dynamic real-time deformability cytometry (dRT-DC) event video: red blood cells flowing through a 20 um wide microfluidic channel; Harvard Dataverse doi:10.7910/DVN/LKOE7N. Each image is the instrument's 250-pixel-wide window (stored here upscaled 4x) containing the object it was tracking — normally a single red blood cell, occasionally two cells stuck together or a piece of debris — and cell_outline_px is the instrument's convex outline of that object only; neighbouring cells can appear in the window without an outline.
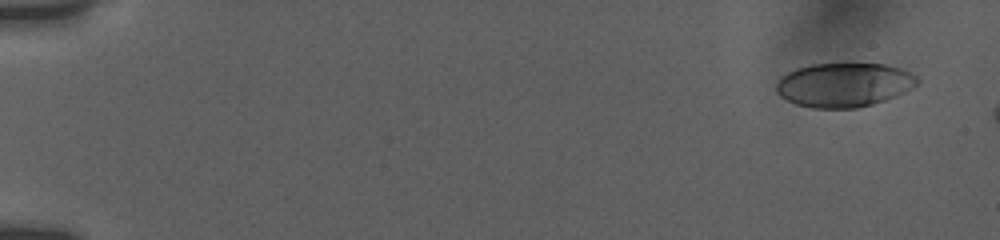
{"species": "human", "species_latin": "Homo sapiens", "temperature_condition": "room temperature", "stored_images_in_passage": 6, "camera_frame_rate_fps": 3000, "um_per_image_px": 0.085, "donor": {"sex": "female"}, "frame": {"image": 1, "passage_image": 1, "time_ms": 0.0, "image_size_px": [1000, 240], "cell_outline_px": [[920, 80], [912, 88], [904, 92], [884, 100], [872, 104], [856, 108], [816, 108], [796, 104], [780, 96], [776, 92], [776, 84], [780, 76], [796, 68], [812, 64], [884, 64], [900, 68], [916, 76]], "centroid_in_image_um": [71.71, 7.21], "position_along_channel_um": 13.3, "area_um2": 36.07}}
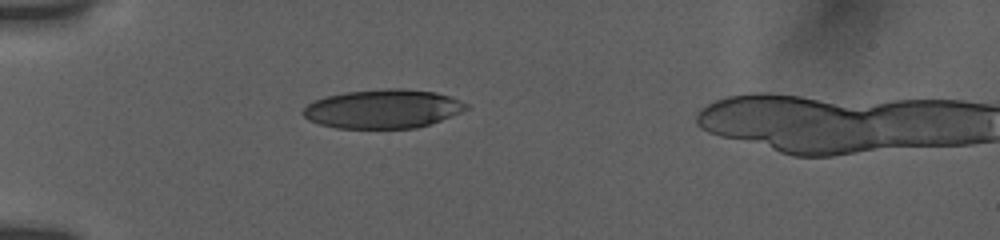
{"frame": {"image": 2, "passage_image": 5, "time_ms": 4.667, "image_size_px": [1000, 240], "cell_outline_px": [[468, 108], [460, 112], [440, 120], [416, 128], [336, 128], [320, 124], [308, 120], [300, 112], [308, 104], [324, 96], [344, 92], [388, 88], [400, 88], [436, 92], [460, 100], [468, 104]], "centroid_in_image_um": [32.51, 9.25], "position_along_channel_um": 52.5, "area_um2": 36.88}}